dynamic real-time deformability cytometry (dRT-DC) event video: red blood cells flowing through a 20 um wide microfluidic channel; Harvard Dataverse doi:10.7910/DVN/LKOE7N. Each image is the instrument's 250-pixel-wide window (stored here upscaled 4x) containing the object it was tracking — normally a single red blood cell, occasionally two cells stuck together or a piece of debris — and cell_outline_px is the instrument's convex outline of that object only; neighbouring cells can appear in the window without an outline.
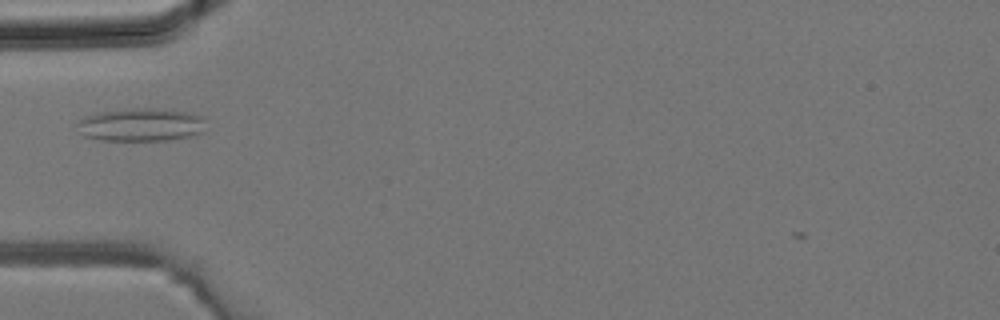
{"species": "common noctule bat (a hibernating species)", "species_latin": "Nyctalus noctula", "temperature_condition": "room temperature", "stored_images_in_passage": 1, "camera_frame_rate_fps": 3000, "um_per_image_px": 0.085, "animal": {"sex": "male", "body_mass_g": 19.2, "forearm_length_mm": 51.8}, "frame": {"image": 1, "passage_image": 1, "time_ms": 0.0, "image_size_px": [1000, 320], "cell_outline_px": [[204, 132], [192, 136], [168, 140], [100, 140], [84, 136], [76, 124], [80, 120], [88, 116], [100, 112], [132, 108], [148, 108], [184, 112], [200, 116]], "centroid_in_image_um": [11.95, 10.62], "position_along_channel_um": 73.0, "area_um2": 24.28}}